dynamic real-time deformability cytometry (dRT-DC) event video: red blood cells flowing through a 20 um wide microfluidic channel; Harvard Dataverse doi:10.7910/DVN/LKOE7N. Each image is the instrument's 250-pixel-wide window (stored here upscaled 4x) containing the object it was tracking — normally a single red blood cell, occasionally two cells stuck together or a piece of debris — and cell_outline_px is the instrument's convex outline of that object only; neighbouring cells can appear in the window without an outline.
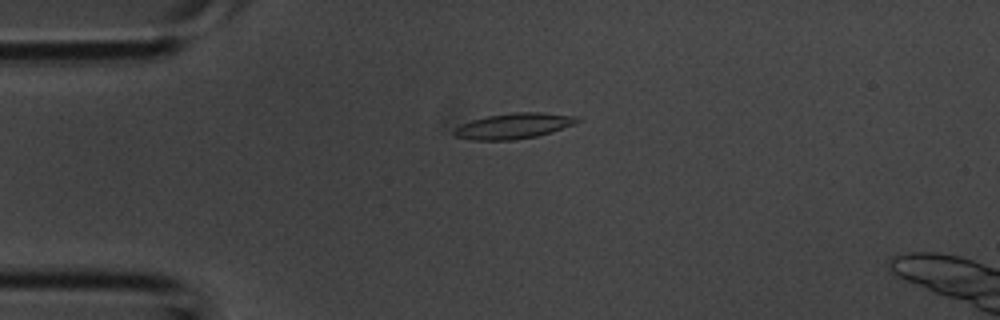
{"species": "common noctule bat (a hibernating species)", "species_latin": "Nyctalus noctula", "temperature_condition": "room temperature", "stored_images_in_passage": 2, "camera_frame_rate_fps": 3000, "um_per_image_px": 0.085, "animal": {"sex": "male", "body_mass_g": 20.1, "forearm_length_mm": 53.5}, "frame": {"image": 1, "passage_image": 2, "time_ms": 0.333, "image_size_px": [1000, 320], "cell_outline_px": [[580, 120], [576, 124], [536, 136], [516, 140], [468, 140], [456, 136], [452, 132], [460, 124], [472, 120], [488, 116], [512, 112], [540, 112], [580, 116]], "centroid_in_image_um": [43.68, 10.7], "position_along_channel_um": 41.3, "area_um2": 18.44}}